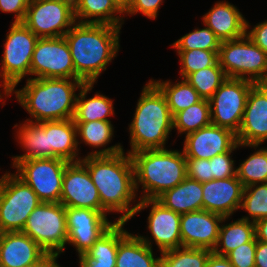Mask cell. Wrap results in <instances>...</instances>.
I'll list each match as a JSON object with an SVG mask.
<instances>
[{"label":"cell","mask_w":267,"mask_h":267,"mask_svg":"<svg viewBox=\"0 0 267 267\" xmlns=\"http://www.w3.org/2000/svg\"><path fill=\"white\" fill-rule=\"evenodd\" d=\"M80 161L97 187L101 206L111 215L119 214L114 220L129 222L134 218L140 199L136 193L130 154L124 150L115 155H83Z\"/></svg>","instance_id":"1"},{"label":"cell","mask_w":267,"mask_h":267,"mask_svg":"<svg viewBox=\"0 0 267 267\" xmlns=\"http://www.w3.org/2000/svg\"><path fill=\"white\" fill-rule=\"evenodd\" d=\"M122 27L110 24L75 23L64 35L75 74L84 83H97L120 51Z\"/></svg>","instance_id":"2"},{"label":"cell","mask_w":267,"mask_h":267,"mask_svg":"<svg viewBox=\"0 0 267 267\" xmlns=\"http://www.w3.org/2000/svg\"><path fill=\"white\" fill-rule=\"evenodd\" d=\"M25 83L20 89L14 87L7 93V98L15 94L18 104L31 117L26 121L73 119L77 92L84 84L81 79L29 78Z\"/></svg>","instance_id":"3"},{"label":"cell","mask_w":267,"mask_h":267,"mask_svg":"<svg viewBox=\"0 0 267 267\" xmlns=\"http://www.w3.org/2000/svg\"><path fill=\"white\" fill-rule=\"evenodd\" d=\"M137 100L135 112L128 124L129 147L127 153L145 149H164L173 129L165 95L151 81L146 82Z\"/></svg>","instance_id":"4"},{"label":"cell","mask_w":267,"mask_h":267,"mask_svg":"<svg viewBox=\"0 0 267 267\" xmlns=\"http://www.w3.org/2000/svg\"><path fill=\"white\" fill-rule=\"evenodd\" d=\"M130 156L140 200L157 199L187 177L186 157L181 149H145Z\"/></svg>","instance_id":"5"},{"label":"cell","mask_w":267,"mask_h":267,"mask_svg":"<svg viewBox=\"0 0 267 267\" xmlns=\"http://www.w3.org/2000/svg\"><path fill=\"white\" fill-rule=\"evenodd\" d=\"M37 37L23 22H11L3 43L0 60V88L6 94L25 78L30 66Z\"/></svg>","instance_id":"6"},{"label":"cell","mask_w":267,"mask_h":267,"mask_svg":"<svg viewBox=\"0 0 267 267\" xmlns=\"http://www.w3.org/2000/svg\"><path fill=\"white\" fill-rule=\"evenodd\" d=\"M219 64L227 78H238L263 84L267 79V54L247 35L221 41Z\"/></svg>","instance_id":"7"},{"label":"cell","mask_w":267,"mask_h":267,"mask_svg":"<svg viewBox=\"0 0 267 267\" xmlns=\"http://www.w3.org/2000/svg\"><path fill=\"white\" fill-rule=\"evenodd\" d=\"M0 176V229L21 232L31 212L41 203L31 187L15 173Z\"/></svg>","instance_id":"8"},{"label":"cell","mask_w":267,"mask_h":267,"mask_svg":"<svg viewBox=\"0 0 267 267\" xmlns=\"http://www.w3.org/2000/svg\"><path fill=\"white\" fill-rule=\"evenodd\" d=\"M34 240L48 254L61 256L67 246L65 206L41 202L31 212L21 231Z\"/></svg>","instance_id":"9"},{"label":"cell","mask_w":267,"mask_h":267,"mask_svg":"<svg viewBox=\"0 0 267 267\" xmlns=\"http://www.w3.org/2000/svg\"><path fill=\"white\" fill-rule=\"evenodd\" d=\"M69 162L62 158H40L18 161L12 168L27 183L41 202L59 203L63 177Z\"/></svg>","instance_id":"10"},{"label":"cell","mask_w":267,"mask_h":267,"mask_svg":"<svg viewBox=\"0 0 267 267\" xmlns=\"http://www.w3.org/2000/svg\"><path fill=\"white\" fill-rule=\"evenodd\" d=\"M23 23L39 38L64 36L76 23L74 0H30Z\"/></svg>","instance_id":"11"},{"label":"cell","mask_w":267,"mask_h":267,"mask_svg":"<svg viewBox=\"0 0 267 267\" xmlns=\"http://www.w3.org/2000/svg\"><path fill=\"white\" fill-rule=\"evenodd\" d=\"M255 83L238 78H226L209 99L211 123L239 131L248 94Z\"/></svg>","instance_id":"12"},{"label":"cell","mask_w":267,"mask_h":267,"mask_svg":"<svg viewBox=\"0 0 267 267\" xmlns=\"http://www.w3.org/2000/svg\"><path fill=\"white\" fill-rule=\"evenodd\" d=\"M146 208H151L146 221V228L151 236L137 233L138 237L152 249L156 245L155 247L159 253L182 247L181 214L168 209L157 199H142L139 200L135 215Z\"/></svg>","instance_id":"13"},{"label":"cell","mask_w":267,"mask_h":267,"mask_svg":"<svg viewBox=\"0 0 267 267\" xmlns=\"http://www.w3.org/2000/svg\"><path fill=\"white\" fill-rule=\"evenodd\" d=\"M30 78L80 79L75 74L70 48L64 36L38 39L32 55Z\"/></svg>","instance_id":"14"},{"label":"cell","mask_w":267,"mask_h":267,"mask_svg":"<svg viewBox=\"0 0 267 267\" xmlns=\"http://www.w3.org/2000/svg\"><path fill=\"white\" fill-rule=\"evenodd\" d=\"M67 244L71 245L76 254H85L116 220H109L101 211L89 208L65 207Z\"/></svg>","instance_id":"15"},{"label":"cell","mask_w":267,"mask_h":267,"mask_svg":"<svg viewBox=\"0 0 267 267\" xmlns=\"http://www.w3.org/2000/svg\"><path fill=\"white\" fill-rule=\"evenodd\" d=\"M60 203L65 207L89 208L109 215L101 206L97 187L81 161L69 162L66 165Z\"/></svg>","instance_id":"16"},{"label":"cell","mask_w":267,"mask_h":267,"mask_svg":"<svg viewBox=\"0 0 267 267\" xmlns=\"http://www.w3.org/2000/svg\"><path fill=\"white\" fill-rule=\"evenodd\" d=\"M237 143L236 133L211 123L186 135L182 151L186 158L210 160L229 152Z\"/></svg>","instance_id":"17"},{"label":"cell","mask_w":267,"mask_h":267,"mask_svg":"<svg viewBox=\"0 0 267 267\" xmlns=\"http://www.w3.org/2000/svg\"><path fill=\"white\" fill-rule=\"evenodd\" d=\"M236 138L243 145L267 142V88L264 84H255L251 88Z\"/></svg>","instance_id":"18"},{"label":"cell","mask_w":267,"mask_h":267,"mask_svg":"<svg viewBox=\"0 0 267 267\" xmlns=\"http://www.w3.org/2000/svg\"><path fill=\"white\" fill-rule=\"evenodd\" d=\"M224 216L200 210L181 214L182 247L213 249L216 247Z\"/></svg>","instance_id":"19"},{"label":"cell","mask_w":267,"mask_h":267,"mask_svg":"<svg viewBox=\"0 0 267 267\" xmlns=\"http://www.w3.org/2000/svg\"><path fill=\"white\" fill-rule=\"evenodd\" d=\"M243 189L237 176L203 182V210L232 217L240 210Z\"/></svg>","instance_id":"20"},{"label":"cell","mask_w":267,"mask_h":267,"mask_svg":"<svg viewBox=\"0 0 267 267\" xmlns=\"http://www.w3.org/2000/svg\"><path fill=\"white\" fill-rule=\"evenodd\" d=\"M202 24L209 27L221 40H236L246 35L247 19L234 4L221 0L201 18Z\"/></svg>","instance_id":"21"},{"label":"cell","mask_w":267,"mask_h":267,"mask_svg":"<svg viewBox=\"0 0 267 267\" xmlns=\"http://www.w3.org/2000/svg\"><path fill=\"white\" fill-rule=\"evenodd\" d=\"M45 252L23 232H4L0 237V267H26L39 262Z\"/></svg>","instance_id":"22"},{"label":"cell","mask_w":267,"mask_h":267,"mask_svg":"<svg viewBox=\"0 0 267 267\" xmlns=\"http://www.w3.org/2000/svg\"><path fill=\"white\" fill-rule=\"evenodd\" d=\"M126 224L118 221L116 267H160L161 256H157L137 234L128 232L124 228Z\"/></svg>","instance_id":"23"},{"label":"cell","mask_w":267,"mask_h":267,"mask_svg":"<svg viewBox=\"0 0 267 267\" xmlns=\"http://www.w3.org/2000/svg\"><path fill=\"white\" fill-rule=\"evenodd\" d=\"M111 122L112 121L100 120L91 122H75L77 145L80 154V145L83 143L88 147H92V150L87 152L85 156L115 155L125 150L122 143H115V145L113 144L109 146L115 137V129Z\"/></svg>","instance_id":"24"},{"label":"cell","mask_w":267,"mask_h":267,"mask_svg":"<svg viewBox=\"0 0 267 267\" xmlns=\"http://www.w3.org/2000/svg\"><path fill=\"white\" fill-rule=\"evenodd\" d=\"M46 135L48 158H62L68 162H77L83 158L78 149L73 119L46 121Z\"/></svg>","instance_id":"25"},{"label":"cell","mask_w":267,"mask_h":267,"mask_svg":"<svg viewBox=\"0 0 267 267\" xmlns=\"http://www.w3.org/2000/svg\"><path fill=\"white\" fill-rule=\"evenodd\" d=\"M13 129H16L13 137L24 153L11 157V168L20 160L48 158L46 121L36 123L24 120L14 124Z\"/></svg>","instance_id":"26"},{"label":"cell","mask_w":267,"mask_h":267,"mask_svg":"<svg viewBox=\"0 0 267 267\" xmlns=\"http://www.w3.org/2000/svg\"><path fill=\"white\" fill-rule=\"evenodd\" d=\"M94 88V83H84L78 91L74 122H91L95 120L111 121L110 117L115 116L114 100L102 94L95 92L92 97H87Z\"/></svg>","instance_id":"27"},{"label":"cell","mask_w":267,"mask_h":267,"mask_svg":"<svg viewBox=\"0 0 267 267\" xmlns=\"http://www.w3.org/2000/svg\"><path fill=\"white\" fill-rule=\"evenodd\" d=\"M77 23L124 25V11L114 0H74Z\"/></svg>","instance_id":"28"},{"label":"cell","mask_w":267,"mask_h":267,"mask_svg":"<svg viewBox=\"0 0 267 267\" xmlns=\"http://www.w3.org/2000/svg\"><path fill=\"white\" fill-rule=\"evenodd\" d=\"M157 200L179 214L203 210L202 183L186 177L180 184L165 191Z\"/></svg>","instance_id":"29"},{"label":"cell","mask_w":267,"mask_h":267,"mask_svg":"<svg viewBox=\"0 0 267 267\" xmlns=\"http://www.w3.org/2000/svg\"><path fill=\"white\" fill-rule=\"evenodd\" d=\"M118 249V221L115 222L93 246L79 255V267H116Z\"/></svg>","instance_id":"30"},{"label":"cell","mask_w":267,"mask_h":267,"mask_svg":"<svg viewBox=\"0 0 267 267\" xmlns=\"http://www.w3.org/2000/svg\"><path fill=\"white\" fill-rule=\"evenodd\" d=\"M231 218L224 217L221 223L218 242L213 249L215 254L226 256L232 250L250 242L255 237V224L253 222L241 218L229 222L228 220Z\"/></svg>","instance_id":"31"},{"label":"cell","mask_w":267,"mask_h":267,"mask_svg":"<svg viewBox=\"0 0 267 267\" xmlns=\"http://www.w3.org/2000/svg\"><path fill=\"white\" fill-rule=\"evenodd\" d=\"M176 82L171 80L150 79L165 95L171 115L174 117L178 112L199 102L202 98L194 87L186 79L180 78Z\"/></svg>","instance_id":"32"},{"label":"cell","mask_w":267,"mask_h":267,"mask_svg":"<svg viewBox=\"0 0 267 267\" xmlns=\"http://www.w3.org/2000/svg\"><path fill=\"white\" fill-rule=\"evenodd\" d=\"M250 148L255 150L243 161L239 160L236 167V176L244 187L257 183L267 182V146L243 145L239 143V148Z\"/></svg>","instance_id":"33"},{"label":"cell","mask_w":267,"mask_h":267,"mask_svg":"<svg viewBox=\"0 0 267 267\" xmlns=\"http://www.w3.org/2000/svg\"><path fill=\"white\" fill-rule=\"evenodd\" d=\"M210 124V102L207 99H201L173 117V129L177 130V137L186 136Z\"/></svg>","instance_id":"34"},{"label":"cell","mask_w":267,"mask_h":267,"mask_svg":"<svg viewBox=\"0 0 267 267\" xmlns=\"http://www.w3.org/2000/svg\"><path fill=\"white\" fill-rule=\"evenodd\" d=\"M212 250L179 247L160 253V267H205Z\"/></svg>","instance_id":"35"},{"label":"cell","mask_w":267,"mask_h":267,"mask_svg":"<svg viewBox=\"0 0 267 267\" xmlns=\"http://www.w3.org/2000/svg\"><path fill=\"white\" fill-rule=\"evenodd\" d=\"M240 210L247 213L241 219L253 223L267 218V182L244 187Z\"/></svg>","instance_id":"36"},{"label":"cell","mask_w":267,"mask_h":267,"mask_svg":"<svg viewBox=\"0 0 267 267\" xmlns=\"http://www.w3.org/2000/svg\"><path fill=\"white\" fill-rule=\"evenodd\" d=\"M226 78L227 76L218 61L211 67L189 74L185 79L196 89L202 99L209 100Z\"/></svg>","instance_id":"37"},{"label":"cell","mask_w":267,"mask_h":267,"mask_svg":"<svg viewBox=\"0 0 267 267\" xmlns=\"http://www.w3.org/2000/svg\"><path fill=\"white\" fill-rule=\"evenodd\" d=\"M178 56L180 70L179 76L185 79L189 74L200 69L215 65L218 59L219 50H174Z\"/></svg>","instance_id":"38"},{"label":"cell","mask_w":267,"mask_h":267,"mask_svg":"<svg viewBox=\"0 0 267 267\" xmlns=\"http://www.w3.org/2000/svg\"><path fill=\"white\" fill-rule=\"evenodd\" d=\"M203 28L195 27L193 31L181 36L170 47L174 50H219L221 40L203 24Z\"/></svg>","instance_id":"39"},{"label":"cell","mask_w":267,"mask_h":267,"mask_svg":"<svg viewBox=\"0 0 267 267\" xmlns=\"http://www.w3.org/2000/svg\"><path fill=\"white\" fill-rule=\"evenodd\" d=\"M239 150V143H237L229 152L218 154L210 159L211 174L214 179H226L236 176V160L232 157L234 151ZM233 153V154H232Z\"/></svg>","instance_id":"40"},{"label":"cell","mask_w":267,"mask_h":267,"mask_svg":"<svg viewBox=\"0 0 267 267\" xmlns=\"http://www.w3.org/2000/svg\"><path fill=\"white\" fill-rule=\"evenodd\" d=\"M256 238L240 245L226 257L234 267H255Z\"/></svg>","instance_id":"41"},{"label":"cell","mask_w":267,"mask_h":267,"mask_svg":"<svg viewBox=\"0 0 267 267\" xmlns=\"http://www.w3.org/2000/svg\"><path fill=\"white\" fill-rule=\"evenodd\" d=\"M164 2V0H131L129 6L124 11L125 19L128 16L142 14L150 20H155Z\"/></svg>","instance_id":"42"},{"label":"cell","mask_w":267,"mask_h":267,"mask_svg":"<svg viewBox=\"0 0 267 267\" xmlns=\"http://www.w3.org/2000/svg\"><path fill=\"white\" fill-rule=\"evenodd\" d=\"M187 177L198 182L213 180L210 169V160L186 158Z\"/></svg>","instance_id":"43"},{"label":"cell","mask_w":267,"mask_h":267,"mask_svg":"<svg viewBox=\"0 0 267 267\" xmlns=\"http://www.w3.org/2000/svg\"><path fill=\"white\" fill-rule=\"evenodd\" d=\"M30 0H0L2 13L14 14L13 22H23Z\"/></svg>","instance_id":"44"},{"label":"cell","mask_w":267,"mask_h":267,"mask_svg":"<svg viewBox=\"0 0 267 267\" xmlns=\"http://www.w3.org/2000/svg\"><path fill=\"white\" fill-rule=\"evenodd\" d=\"M246 35L267 54V19L258 22L253 27L247 20Z\"/></svg>","instance_id":"45"},{"label":"cell","mask_w":267,"mask_h":267,"mask_svg":"<svg viewBox=\"0 0 267 267\" xmlns=\"http://www.w3.org/2000/svg\"><path fill=\"white\" fill-rule=\"evenodd\" d=\"M255 267H267V243L256 240Z\"/></svg>","instance_id":"46"},{"label":"cell","mask_w":267,"mask_h":267,"mask_svg":"<svg viewBox=\"0 0 267 267\" xmlns=\"http://www.w3.org/2000/svg\"><path fill=\"white\" fill-rule=\"evenodd\" d=\"M205 267H234L226 256L210 253Z\"/></svg>","instance_id":"47"},{"label":"cell","mask_w":267,"mask_h":267,"mask_svg":"<svg viewBox=\"0 0 267 267\" xmlns=\"http://www.w3.org/2000/svg\"><path fill=\"white\" fill-rule=\"evenodd\" d=\"M60 256L55 254H46L39 262L26 267H63L57 263Z\"/></svg>","instance_id":"48"},{"label":"cell","mask_w":267,"mask_h":267,"mask_svg":"<svg viewBox=\"0 0 267 267\" xmlns=\"http://www.w3.org/2000/svg\"><path fill=\"white\" fill-rule=\"evenodd\" d=\"M254 224L256 240L267 243V218L260 219Z\"/></svg>","instance_id":"49"},{"label":"cell","mask_w":267,"mask_h":267,"mask_svg":"<svg viewBox=\"0 0 267 267\" xmlns=\"http://www.w3.org/2000/svg\"><path fill=\"white\" fill-rule=\"evenodd\" d=\"M131 0H114V2L123 10L125 11L129 6Z\"/></svg>","instance_id":"50"},{"label":"cell","mask_w":267,"mask_h":267,"mask_svg":"<svg viewBox=\"0 0 267 267\" xmlns=\"http://www.w3.org/2000/svg\"><path fill=\"white\" fill-rule=\"evenodd\" d=\"M6 100H7V94L4 91H1L0 89V103L2 104L1 105L2 107H4V105L6 104Z\"/></svg>","instance_id":"51"},{"label":"cell","mask_w":267,"mask_h":267,"mask_svg":"<svg viewBox=\"0 0 267 267\" xmlns=\"http://www.w3.org/2000/svg\"><path fill=\"white\" fill-rule=\"evenodd\" d=\"M265 86H266V88H267V79L265 80V82L263 83Z\"/></svg>","instance_id":"52"}]
</instances>
